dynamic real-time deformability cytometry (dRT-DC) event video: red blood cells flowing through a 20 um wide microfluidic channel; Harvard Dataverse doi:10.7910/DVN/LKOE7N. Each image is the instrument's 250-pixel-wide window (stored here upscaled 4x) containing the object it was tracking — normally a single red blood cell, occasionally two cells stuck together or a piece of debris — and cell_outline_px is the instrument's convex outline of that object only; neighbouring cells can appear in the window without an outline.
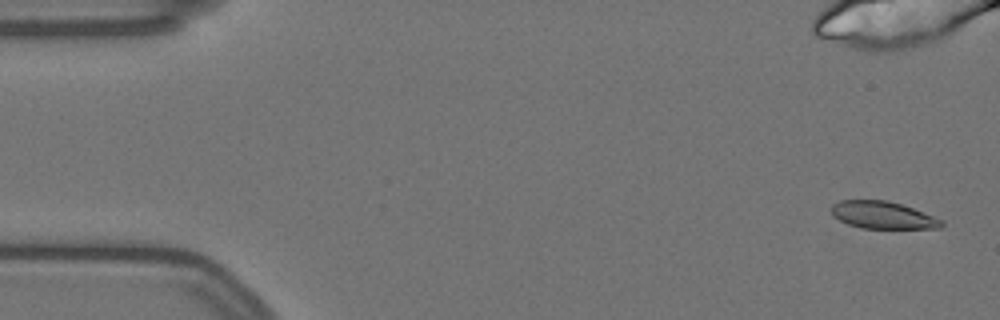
{"species": "Egyptian fruit bat (a non-hibernating species)", "species_latin": "Rousettus aegyptiacus", "temperature_condition": "warm", "stored_images_in_passage": 58, "camera_frame_rate_fps": 3000, "um_per_image_px": 0.085, "animal": {"sex": "female"}, "frame": {"image": 1, "passage_image": 2, "time_ms": 0.333, "image_size_px": [1000, 320], "cell_outline_px": [[944, 224], [940, 228], [860, 228], [848, 224], [832, 216], [832, 204], [840, 200], [888, 200], [912, 208], [944, 220]], "centroid_in_image_um": [75.03, 18.28], "position_along_channel_um": 10.0, "area_um2": 17.46}}
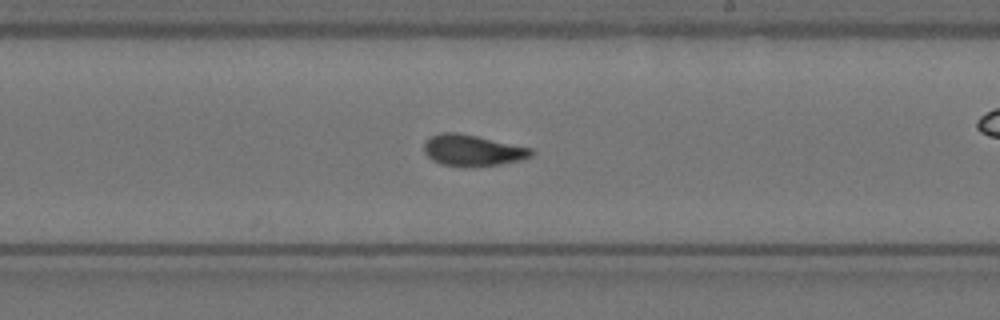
{"frame": {"image": 2, "passage_image": 33, "time_ms": 10.667, "image_size_px": [1000, 320], "cell_outline_px": [[536, 152], [532, 156], [520, 160], [500, 164], [464, 168], [440, 164], [432, 160], [424, 152], [424, 144], [432, 136], [444, 132], [456, 132], [476, 136], [532, 148]], "centroid_in_image_um": [40.18, 12.8], "position_along_channel_um": 248.8, "area_um2": 19.59}}
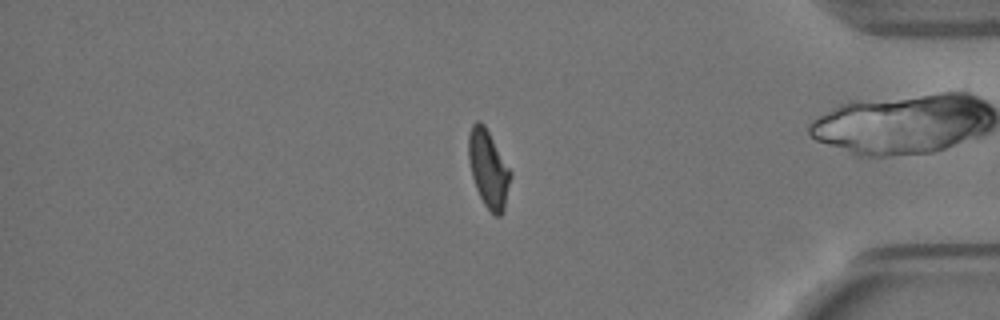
{"frame": {"image": 3, "passage_image": 48, "time_ms": 15.667, "image_size_px": [1000, 320], "cell_outline_px": [[512, 176], [504, 212], [500, 216], [496, 216], [484, 204], [476, 188], [472, 176], [468, 160], [468, 132], [472, 124], [476, 120], [480, 120], [484, 124], [512, 172]], "centroid_in_image_um": [41.52, 14.34], "position_along_channel_um": 393.7, "area_um2": 19.13}, "authors_computed_cell_mechanics": {"area_um2": 19.1896, "velocity_mm_per_s": 3.5065, "shape_relaxation_time_tau1_ms": 7.4894, "shape_relaxation_time_tau2_ms": 1.6492, "deformation_change_tau1": 0.2236, "deformation_change_tau2": 0.0908}}